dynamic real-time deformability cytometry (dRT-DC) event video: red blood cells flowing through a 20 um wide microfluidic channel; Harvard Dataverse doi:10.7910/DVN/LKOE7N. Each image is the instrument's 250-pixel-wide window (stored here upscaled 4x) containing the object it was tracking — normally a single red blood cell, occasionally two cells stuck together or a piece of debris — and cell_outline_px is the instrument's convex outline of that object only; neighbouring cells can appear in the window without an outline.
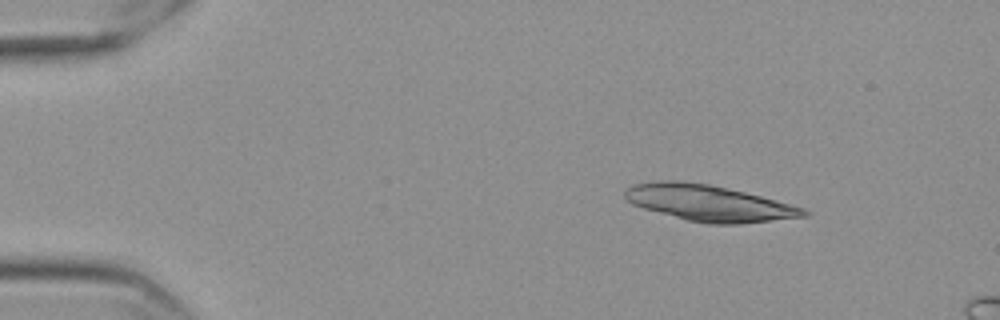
{"species": "Egyptian fruit bat (a non-hibernating species)", "species_latin": "Rousettus aegyptiacus", "temperature_condition": "cold", "stored_images_in_passage": 10, "camera_frame_rate_fps": 3000, "um_per_image_px": 0.085, "frame": {"image": 1, "passage_image": 1, "time_ms": 0.0, "image_size_px": [1000, 320], "cell_outline_px": [[812, 212], [808, 216], [740, 224], [708, 224], [688, 220], [644, 208], [632, 204], [624, 196], [624, 192], [632, 184], [660, 180], [680, 180], [708, 184], [744, 192], [760, 196], [804, 208]], "centroid_in_image_um": [60.26, 17.26], "position_along_channel_um": 24.7, "area_um2": 37.4}}